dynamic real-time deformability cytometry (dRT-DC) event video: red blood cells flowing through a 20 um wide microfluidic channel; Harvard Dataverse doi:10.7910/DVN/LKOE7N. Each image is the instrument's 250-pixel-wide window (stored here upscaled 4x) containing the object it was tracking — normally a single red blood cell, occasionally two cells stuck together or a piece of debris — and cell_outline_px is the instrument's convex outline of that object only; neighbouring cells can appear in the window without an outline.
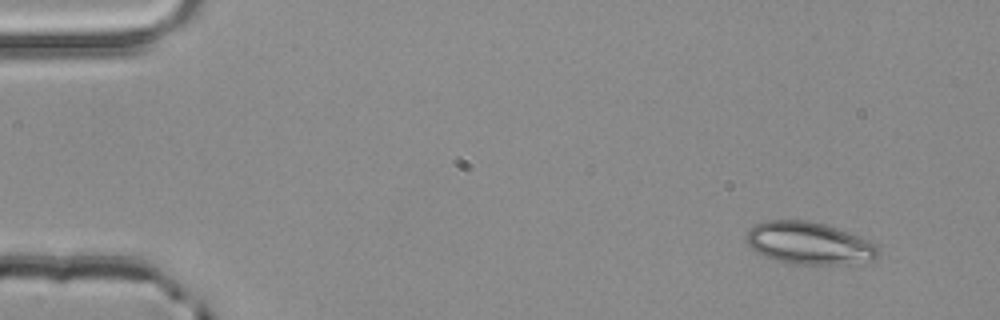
{"species": "common noctule bat (a hibernating species)", "species_latin": "Nyctalus noctula", "temperature_condition": "room temperature", "stored_images_in_passage": 5, "camera_frame_rate_fps": 3000, "um_per_image_px": 0.085, "animal": {"sex": "male", "body_mass_g": 20.4}, "frame": {"image": 1, "passage_image": 1, "time_ms": 0.0, "image_size_px": [1000, 320], "cell_outline_px": [[880, 256], [872, 260], [836, 264], [796, 264], [776, 260], [764, 256], [756, 252], [744, 240], [748, 232], [756, 224], [764, 220], [804, 220], [824, 224], [848, 232], [868, 240], [876, 244], [880, 248]], "centroid_in_image_um": [68.77, 20.67], "position_along_channel_um": 16.2, "area_um2": 32.37}}